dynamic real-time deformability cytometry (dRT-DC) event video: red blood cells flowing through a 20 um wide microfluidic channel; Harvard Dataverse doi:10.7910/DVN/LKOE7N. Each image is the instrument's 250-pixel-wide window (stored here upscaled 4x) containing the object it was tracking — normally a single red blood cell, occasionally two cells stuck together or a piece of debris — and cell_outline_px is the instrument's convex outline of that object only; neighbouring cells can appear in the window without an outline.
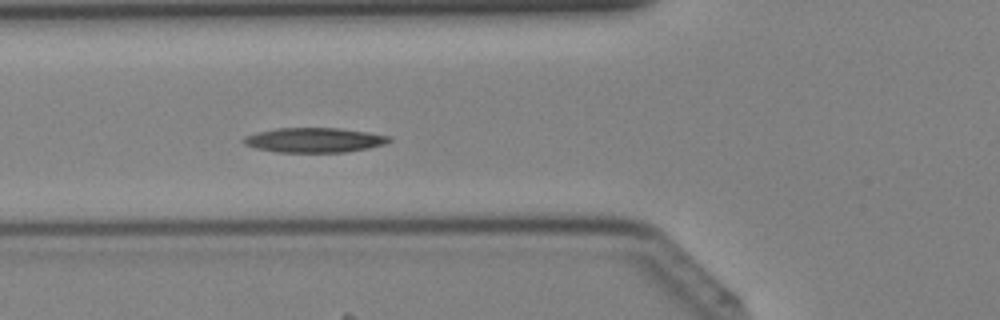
{"species": "Egyptian fruit bat (a non-hibernating species)", "species_latin": "Rousettus aegyptiacus", "temperature_condition": "cold", "stored_images_in_passage": 33, "camera_frame_rate_fps": 3000, "um_per_image_px": 0.085, "animal": {"sex": "female"}, "frame": {"image": 1, "passage_image": 6, "time_ms": 1.667, "image_size_px": [1000, 320], "cell_outline_px": [[392, 140], [384, 144], [368, 148], [344, 152], [276, 152], [256, 148], [244, 144], [244, 136], [256, 132], [276, 128], [340, 128], [368, 132], [392, 136]], "centroid_in_image_um": [26.73, 11.9], "position_along_channel_um": 99.1, "area_um2": 20.98}}
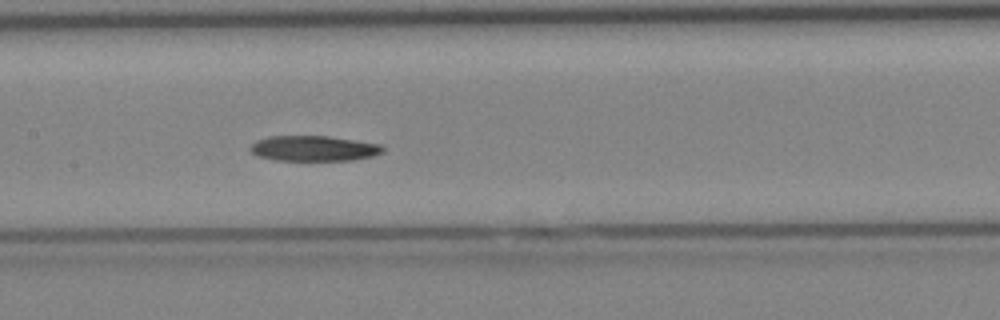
{"frame": {"image": 2, "passage_image": 11, "time_ms": 3.333, "image_size_px": [1000, 320], "cell_outline_px": [[384, 152], [372, 156], [352, 160], [276, 160], [256, 156], [248, 148], [256, 140], [268, 136], [328, 136], [384, 144]], "centroid_in_image_um": [26.68, 12.61], "position_along_channel_um": 180.7, "area_um2": 19.77}}
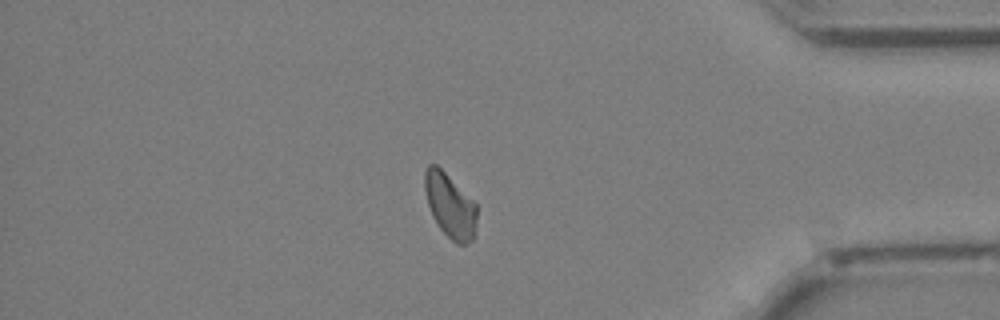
{"frame": {"image": 3, "passage_image": 26, "time_ms": 8.333, "image_size_px": [1000, 320], "cell_outline_px": [[476, 220], [472, 240], [464, 244], [456, 244], [440, 228], [432, 216], [428, 204], [424, 188], [424, 172], [428, 164], [436, 164], [476, 204]], "centroid_in_image_um": [38.22, 17.47], "position_along_channel_um": 397.0, "area_um2": 19.07}}